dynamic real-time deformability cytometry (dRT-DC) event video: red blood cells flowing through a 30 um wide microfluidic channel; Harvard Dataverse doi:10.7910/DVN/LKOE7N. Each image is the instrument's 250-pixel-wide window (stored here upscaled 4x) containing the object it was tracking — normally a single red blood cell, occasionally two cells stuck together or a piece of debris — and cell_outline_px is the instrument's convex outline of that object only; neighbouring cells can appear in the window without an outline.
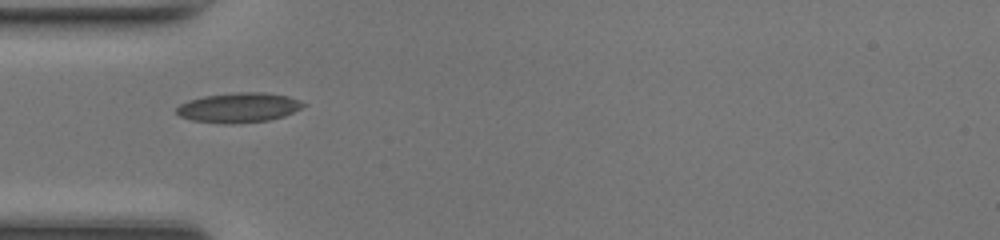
{"species": "common noctule bat (a hibernating species)", "species_latin": "Nyctalus noctula", "temperature_condition": "room temperature", "stored_images_in_passage": 34, "camera_frame_rate_fps": 3000, "um_per_image_px": 0.085, "animal": {"sex": "female", "body_mass_g": 17.0, "forearm_length_mm": 48.0}, "frame": {"image": 1, "passage_image": 1, "time_ms": 0.0, "image_size_px": [1000, 240], "cell_outline_px": [[304, 104], [300, 108], [284, 116], [268, 120], [224, 124], [192, 120], [180, 116], [176, 112], [176, 108], [180, 104], [188, 100], [204, 96], [236, 92], [264, 92], [288, 96], [300, 100]], "centroid_in_image_um": [20.26, 9.14], "position_along_channel_um": 64.7, "area_um2": 21.79}}
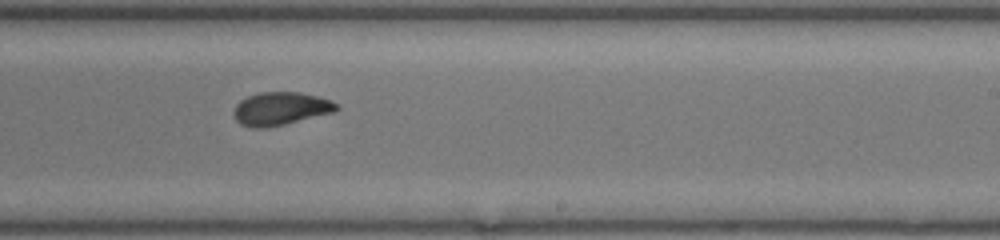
{"frame": {"image": 2, "passage_image": 15, "time_ms": 4.667, "image_size_px": [1000, 240], "cell_outline_px": [[340, 108], [332, 112], [284, 124], [264, 128], [256, 128], [240, 124], [236, 120], [232, 112], [236, 104], [240, 100], [248, 96], [260, 92], [300, 92], [332, 100], [340, 104]], "centroid_in_image_um": [23.84, 9.22], "position_along_channel_um": 265.2, "area_um2": 19.77}}
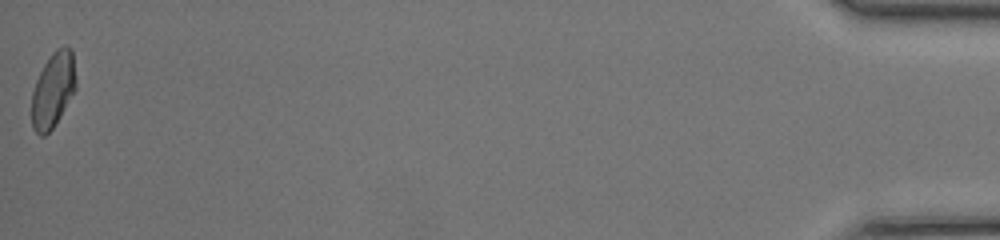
{"frame": {"image": 3, "passage_image": 34, "time_ms": 11.0, "image_size_px": [1000, 240], "cell_outline_px": [[76, 88], [52, 128], [44, 136], [40, 136], [32, 128], [32, 92], [36, 80], [44, 64], [52, 52], [56, 48], [64, 44], [72, 48], [76, 80]], "centroid_in_image_um": [4.51, 7.59], "position_along_channel_um": 430.7, "area_um2": 19.31}, "authors_computed_cell_mechanics": {"area_um2": 19.7676, "velocity_mm_per_s": 4.3028, "shape_relaxation_time_tau1_ms": 7.2086, "shape_relaxation_time_tau2_ms": 1.5601, "deformation_change_tau1": 0.2088, "deformation_change_tau2": 0.0565}}